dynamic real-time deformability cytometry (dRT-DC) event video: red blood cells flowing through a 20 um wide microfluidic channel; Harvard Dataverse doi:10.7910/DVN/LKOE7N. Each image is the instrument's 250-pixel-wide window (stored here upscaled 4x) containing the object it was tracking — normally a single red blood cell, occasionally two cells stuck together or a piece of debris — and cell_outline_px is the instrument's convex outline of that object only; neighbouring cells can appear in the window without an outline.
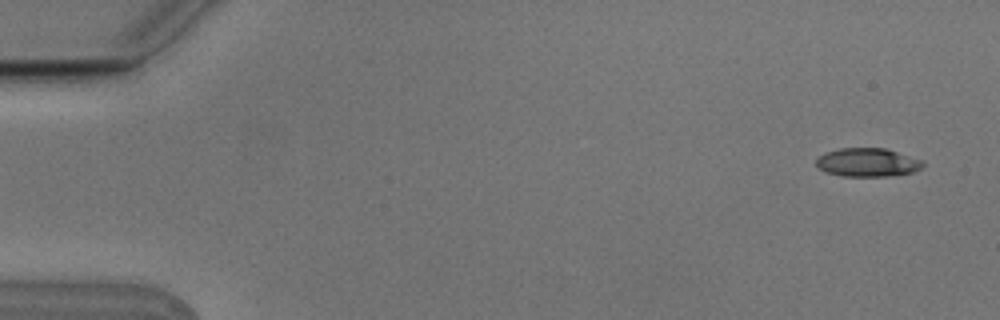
{"species": "Egyptian fruit bat (a non-hibernating species)", "species_latin": "Rousettus aegyptiacus", "temperature_condition": "cold", "stored_images_in_passage": 6, "camera_frame_rate_fps": 3000, "um_per_image_px": 0.085, "animal": {"sex": "male"}, "frame": {"image": 1, "passage_image": 1, "time_ms": 0.0, "image_size_px": [1000, 320], "cell_outline_px": [[924, 164], [920, 168], [912, 172], [888, 176], [840, 176], [824, 172], [816, 168], [816, 160], [824, 152], [840, 148], [884, 148], [924, 160]], "centroid_in_image_um": [73.69, 13.8], "position_along_channel_um": 11.3, "area_um2": 17.86}}
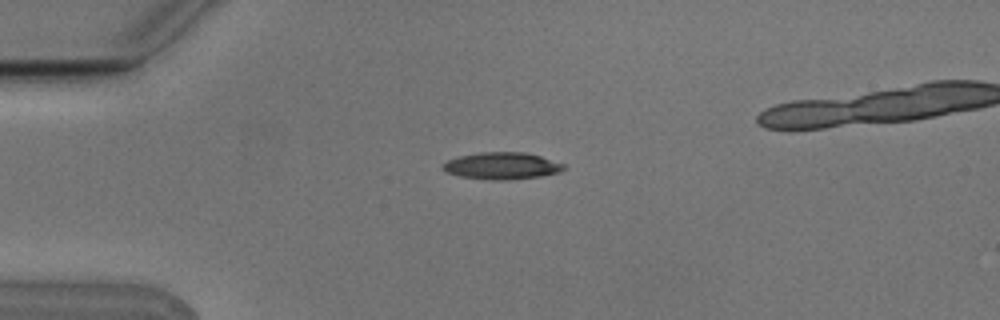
{"frame": {"image": 2, "passage_image": 4, "time_ms": 1.0, "image_size_px": [1000, 320], "cell_outline_px": [[568, 168], [560, 172], [540, 176], [504, 180], [492, 180], [460, 176], [444, 172], [440, 168], [440, 164], [448, 160], [460, 156], [480, 152], [524, 152], [540, 156], [568, 164]], "centroid_in_image_um": [42.67, 14.09], "position_along_channel_um": 42.3, "area_um2": 19.25}}